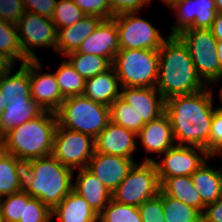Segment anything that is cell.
<instances>
[{"label":"cell","mask_w":222,"mask_h":222,"mask_svg":"<svg viewBox=\"0 0 222 222\" xmlns=\"http://www.w3.org/2000/svg\"><path fill=\"white\" fill-rule=\"evenodd\" d=\"M213 91L208 88L197 93L176 95L165 100L176 145L197 146L208 152L214 108Z\"/></svg>","instance_id":"cell-1"},{"label":"cell","mask_w":222,"mask_h":222,"mask_svg":"<svg viewBox=\"0 0 222 222\" xmlns=\"http://www.w3.org/2000/svg\"><path fill=\"white\" fill-rule=\"evenodd\" d=\"M158 52L156 88L165 100L205 89L206 84L200 78L188 48L177 35H169Z\"/></svg>","instance_id":"cell-2"},{"label":"cell","mask_w":222,"mask_h":222,"mask_svg":"<svg viewBox=\"0 0 222 222\" xmlns=\"http://www.w3.org/2000/svg\"><path fill=\"white\" fill-rule=\"evenodd\" d=\"M24 164L23 190L51 209L72 191L74 171L62 165L53 155Z\"/></svg>","instance_id":"cell-3"},{"label":"cell","mask_w":222,"mask_h":222,"mask_svg":"<svg viewBox=\"0 0 222 222\" xmlns=\"http://www.w3.org/2000/svg\"><path fill=\"white\" fill-rule=\"evenodd\" d=\"M57 125L56 112L44 110L38 117L4 134L1 137L2 150L23 163L52 155Z\"/></svg>","instance_id":"cell-4"},{"label":"cell","mask_w":222,"mask_h":222,"mask_svg":"<svg viewBox=\"0 0 222 222\" xmlns=\"http://www.w3.org/2000/svg\"><path fill=\"white\" fill-rule=\"evenodd\" d=\"M56 116L60 126L95 139L110 121V107L77 95L65 98Z\"/></svg>","instance_id":"cell-5"},{"label":"cell","mask_w":222,"mask_h":222,"mask_svg":"<svg viewBox=\"0 0 222 222\" xmlns=\"http://www.w3.org/2000/svg\"><path fill=\"white\" fill-rule=\"evenodd\" d=\"M112 66L120 87H156L159 52L150 49H120Z\"/></svg>","instance_id":"cell-6"},{"label":"cell","mask_w":222,"mask_h":222,"mask_svg":"<svg viewBox=\"0 0 222 222\" xmlns=\"http://www.w3.org/2000/svg\"><path fill=\"white\" fill-rule=\"evenodd\" d=\"M161 191V183L154 161L135 163L124 180L112 193L116 202L139 207Z\"/></svg>","instance_id":"cell-7"},{"label":"cell","mask_w":222,"mask_h":222,"mask_svg":"<svg viewBox=\"0 0 222 222\" xmlns=\"http://www.w3.org/2000/svg\"><path fill=\"white\" fill-rule=\"evenodd\" d=\"M188 48L196 70L206 85L220 79L217 39L210 29L187 28L177 35Z\"/></svg>","instance_id":"cell-8"},{"label":"cell","mask_w":222,"mask_h":222,"mask_svg":"<svg viewBox=\"0 0 222 222\" xmlns=\"http://www.w3.org/2000/svg\"><path fill=\"white\" fill-rule=\"evenodd\" d=\"M94 151L95 142L91 136L57 125L52 155L62 165L73 171L86 168Z\"/></svg>","instance_id":"cell-9"},{"label":"cell","mask_w":222,"mask_h":222,"mask_svg":"<svg viewBox=\"0 0 222 222\" xmlns=\"http://www.w3.org/2000/svg\"><path fill=\"white\" fill-rule=\"evenodd\" d=\"M139 12L115 15L120 49L159 50L164 38L149 21L142 19Z\"/></svg>","instance_id":"cell-10"},{"label":"cell","mask_w":222,"mask_h":222,"mask_svg":"<svg viewBox=\"0 0 222 222\" xmlns=\"http://www.w3.org/2000/svg\"><path fill=\"white\" fill-rule=\"evenodd\" d=\"M16 28L21 49L28 60H39L30 47H52L56 51L57 29L52 19L26 11Z\"/></svg>","instance_id":"cell-11"},{"label":"cell","mask_w":222,"mask_h":222,"mask_svg":"<svg viewBox=\"0 0 222 222\" xmlns=\"http://www.w3.org/2000/svg\"><path fill=\"white\" fill-rule=\"evenodd\" d=\"M163 154L159 162L149 156L144 159L154 161L160 183L170 177L191 176L206 161L205 158L214 157L203 148L186 145H174Z\"/></svg>","instance_id":"cell-12"},{"label":"cell","mask_w":222,"mask_h":222,"mask_svg":"<svg viewBox=\"0 0 222 222\" xmlns=\"http://www.w3.org/2000/svg\"><path fill=\"white\" fill-rule=\"evenodd\" d=\"M172 10L177 20L169 35H178L187 28L209 29L217 14L214 0H186Z\"/></svg>","instance_id":"cell-13"},{"label":"cell","mask_w":222,"mask_h":222,"mask_svg":"<svg viewBox=\"0 0 222 222\" xmlns=\"http://www.w3.org/2000/svg\"><path fill=\"white\" fill-rule=\"evenodd\" d=\"M40 60H29L31 98L43 110L56 112L64 101L53 73L42 72Z\"/></svg>","instance_id":"cell-14"},{"label":"cell","mask_w":222,"mask_h":222,"mask_svg":"<svg viewBox=\"0 0 222 222\" xmlns=\"http://www.w3.org/2000/svg\"><path fill=\"white\" fill-rule=\"evenodd\" d=\"M136 162L134 158L108 155L94 151L86 168L113 193Z\"/></svg>","instance_id":"cell-15"},{"label":"cell","mask_w":222,"mask_h":222,"mask_svg":"<svg viewBox=\"0 0 222 222\" xmlns=\"http://www.w3.org/2000/svg\"><path fill=\"white\" fill-rule=\"evenodd\" d=\"M137 134L121 125L109 121L107 126L94 139L95 152L133 158L137 150Z\"/></svg>","instance_id":"cell-16"},{"label":"cell","mask_w":222,"mask_h":222,"mask_svg":"<svg viewBox=\"0 0 222 222\" xmlns=\"http://www.w3.org/2000/svg\"><path fill=\"white\" fill-rule=\"evenodd\" d=\"M120 98L147 123L165 113V99L156 87H121Z\"/></svg>","instance_id":"cell-17"},{"label":"cell","mask_w":222,"mask_h":222,"mask_svg":"<svg viewBox=\"0 0 222 222\" xmlns=\"http://www.w3.org/2000/svg\"><path fill=\"white\" fill-rule=\"evenodd\" d=\"M119 50L118 30L114 18H110L103 19L75 52L103 56L113 63Z\"/></svg>","instance_id":"cell-18"},{"label":"cell","mask_w":222,"mask_h":222,"mask_svg":"<svg viewBox=\"0 0 222 222\" xmlns=\"http://www.w3.org/2000/svg\"><path fill=\"white\" fill-rule=\"evenodd\" d=\"M137 138L140 139L146 154L153 152L162 155L176 145L169 118L165 113L145 123L137 134Z\"/></svg>","instance_id":"cell-19"},{"label":"cell","mask_w":222,"mask_h":222,"mask_svg":"<svg viewBox=\"0 0 222 222\" xmlns=\"http://www.w3.org/2000/svg\"><path fill=\"white\" fill-rule=\"evenodd\" d=\"M78 170L72 190L84 198L99 215L112 199V193L87 168Z\"/></svg>","instance_id":"cell-20"},{"label":"cell","mask_w":222,"mask_h":222,"mask_svg":"<svg viewBox=\"0 0 222 222\" xmlns=\"http://www.w3.org/2000/svg\"><path fill=\"white\" fill-rule=\"evenodd\" d=\"M102 20L97 16L85 15L75 24L58 29L56 52L66 56L77 51L80 44L96 30Z\"/></svg>","instance_id":"cell-21"},{"label":"cell","mask_w":222,"mask_h":222,"mask_svg":"<svg viewBox=\"0 0 222 222\" xmlns=\"http://www.w3.org/2000/svg\"><path fill=\"white\" fill-rule=\"evenodd\" d=\"M119 79L113 66L85 81L83 95L94 102L110 105L120 97Z\"/></svg>","instance_id":"cell-22"},{"label":"cell","mask_w":222,"mask_h":222,"mask_svg":"<svg viewBox=\"0 0 222 222\" xmlns=\"http://www.w3.org/2000/svg\"><path fill=\"white\" fill-rule=\"evenodd\" d=\"M12 70L0 75V93L6 105L17 101H31L29 60L20 64L16 73Z\"/></svg>","instance_id":"cell-23"},{"label":"cell","mask_w":222,"mask_h":222,"mask_svg":"<svg viewBox=\"0 0 222 222\" xmlns=\"http://www.w3.org/2000/svg\"><path fill=\"white\" fill-rule=\"evenodd\" d=\"M54 216L60 222H98V214L73 190L52 209Z\"/></svg>","instance_id":"cell-24"},{"label":"cell","mask_w":222,"mask_h":222,"mask_svg":"<svg viewBox=\"0 0 222 222\" xmlns=\"http://www.w3.org/2000/svg\"><path fill=\"white\" fill-rule=\"evenodd\" d=\"M191 179L205 206L222 196L221 170L213 169L206 161L191 175Z\"/></svg>","instance_id":"cell-25"},{"label":"cell","mask_w":222,"mask_h":222,"mask_svg":"<svg viewBox=\"0 0 222 222\" xmlns=\"http://www.w3.org/2000/svg\"><path fill=\"white\" fill-rule=\"evenodd\" d=\"M25 164L2 149L0 150V195L2 197L23 190Z\"/></svg>","instance_id":"cell-26"},{"label":"cell","mask_w":222,"mask_h":222,"mask_svg":"<svg viewBox=\"0 0 222 222\" xmlns=\"http://www.w3.org/2000/svg\"><path fill=\"white\" fill-rule=\"evenodd\" d=\"M43 111L42 107L33 99L11 102L6 105L0 117V138L18 125L38 117Z\"/></svg>","instance_id":"cell-27"},{"label":"cell","mask_w":222,"mask_h":222,"mask_svg":"<svg viewBox=\"0 0 222 222\" xmlns=\"http://www.w3.org/2000/svg\"><path fill=\"white\" fill-rule=\"evenodd\" d=\"M161 190L174 199L198 209L201 213L206 207L196 191L191 176H176L166 178L161 183Z\"/></svg>","instance_id":"cell-28"},{"label":"cell","mask_w":222,"mask_h":222,"mask_svg":"<svg viewBox=\"0 0 222 222\" xmlns=\"http://www.w3.org/2000/svg\"><path fill=\"white\" fill-rule=\"evenodd\" d=\"M54 75L64 98L83 95L86 79L73 68L68 60L62 61Z\"/></svg>","instance_id":"cell-29"},{"label":"cell","mask_w":222,"mask_h":222,"mask_svg":"<svg viewBox=\"0 0 222 222\" xmlns=\"http://www.w3.org/2000/svg\"><path fill=\"white\" fill-rule=\"evenodd\" d=\"M73 68L84 78L89 79L108 70L112 63L105 57L71 52L65 56Z\"/></svg>","instance_id":"cell-30"},{"label":"cell","mask_w":222,"mask_h":222,"mask_svg":"<svg viewBox=\"0 0 222 222\" xmlns=\"http://www.w3.org/2000/svg\"><path fill=\"white\" fill-rule=\"evenodd\" d=\"M161 198L165 222H198L202 219V213L198 209L167 196L162 190Z\"/></svg>","instance_id":"cell-31"},{"label":"cell","mask_w":222,"mask_h":222,"mask_svg":"<svg viewBox=\"0 0 222 222\" xmlns=\"http://www.w3.org/2000/svg\"><path fill=\"white\" fill-rule=\"evenodd\" d=\"M110 121L138 134L145 125L138 112L120 97L110 105Z\"/></svg>","instance_id":"cell-32"},{"label":"cell","mask_w":222,"mask_h":222,"mask_svg":"<svg viewBox=\"0 0 222 222\" xmlns=\"http://www.w3.org/2000/svg\"><path fill=\"white\" fill-rule=\"evenodd\" d=\"M0 51L7 55L14 63H16V60H19L22 65L28 61L20 46L16 24L1 19Z\"/></svg>","instance_id":"cell-33"},{"label":"cell","mask_w":222,"mask_h":222,"mask_svg":"<svg viewBox=\"0 0 222 222\" xmlns=\"http://www.w3.org/2000/svg\"><path fill=\"white\" fill-rule=\"evenodd\" d=\"M98 222H142L138 207L111 199L98 215Z\"/></svg>","instance_id":"cell-34"},{"label":"cell","mask_w":222,"mask_h":222,"mask_svg":"<svg viewBox=\"0 0 222 222\" xmlns=\"http://www.w3.org/2000/svg\"><path fill=\"white\" fill-rule=\"evenodd\" d=\"M2 198L1 215L3 222H23L24 203L31 196L24 190Z\"/></svg>","instance_id":"cell-35"},{"label":"cell","mask_w":222,"mask_h":222,"mask_svg":"<svg viewBox=\"0 0 222 222\" xmlns=\"http://www.w3.org/2000/svg\"><path fill=\"white\" fill-rule=\"evenodd\" d=\"M83 17L85 14L73 0H57L52 22L58 30L75 24Z\"/></svg>","instance_id":"cell-36"},{"label":"cell","mask_w":222,"mask_h":222,"mask_svg":"<svg viewBox=\"0 0 222 222\" xmlns=\"http://www.w3.org/2000/svg\"><path fill=\"white\" fill-rule=\"evenodd\" d=\"M52 209L38 198L31 197L24 203L23 222H51Z\"/></svg>","instance_id":"cell-37"},{"label":"cell","mask_w":222,"mask_h":222,"mask_svg":"<svg viewBox=\"0 0 222 222\" xmlns=\"http://www.w3.org/2000/svg\"><path fill=\"white\" fill-rule=\"evenodd\" d=\"M142 222H165L161 191L155 197L146 200L139 207Z\"/></svg>","instance_id":"cell-38"},{"label":"cell","mask_w":222,"mask_h":222,"mask_svg":"<svg viewBox=\"0 0 222 222\" xmlns=\"http://www.w3.org/2000/svg\"><path fill=\"white\" fill-rule=\"evenodd\" d=\"M85 15H93L101 19H110L115 15L111 12L108 0H73Z\"/></svg>","instance_id":"cell-39"},{"label":"cell","mask_w":222,"mask_h":222,"mask_svg":"<svg viewBox=\"0 0 222 222\" xmlns=\"http://www.w3.org/2000/svg\"><path fill=\"white\" fill-rule=\"evenodd\" d=\"M26 12L22 0H0V19L16 24Z\"/></svg>","instance_id":"cell-40"},{"label":"cell","mask_w":222,"mask_h":222,"mask_svg":"<svg viewBox=\"0 0 222 222\" xmlns=\"http://www.w3.org/2000/svg\"><path fill=\"white\" fill-rule=\"evenodd\" d=\"M222 148V109H216L213 115L208 140V153L211 156Z\"/></svg>","instance_id":"cell-41"},{"label":"cell","mask_w":222,"mask_h":222,"mask_svg":"<svg viewBox=\"0 0 222 222\" xmlns=\"http://www.w3.org/2000/svg\"><path fill=\"white\" fill-rule=\"evenodd\" d=\"M152 0H108L111 12L119 15L129 12H140Z\"/></svg>","instance_id":"cell-42"},{"label":"cell","mask_w":222,"mask_h":222,"mask_svg":"<svg viewBox=\"0 0 222 222\" xmlns=\"http://www.w3.org/2000/svg\"><path fill=\"white\" fill-rule=\"evenodd\" d=\"M25 10L52 19L57 0H22Z\"/></svg>","instance_id":"cell-43"},{"label":"cell","mask_w":222,"mask_h":222,"mask_svg":"<svg viewBox=\"0 0 222 222\" xmlns=\"http://www.w3.org/2000/svg\"><path fill=\"white\" fill-rule=\"evenodd\" d=\"M202 219L204 222H222V196L204 208Z\"/></svg>","instance_id":"cell-44"},{"label":"cell","mask_w":222,"mask_h":222,"mask_svg":"<svg viewBox=\"0 0 222 222\" xmlns=\"http://www.w3.org/2000/svg\"><path fill=\"white\" fill-rule=\"evenodd\" d=\"M209 29L217 41H222V14H216L215 20Z\"/></svg>","instance_id":"cell-45"},{"label":"cell","mask_w":222,"mask_h":222,"mask_svg":"<svg viewBox=\"0 0 222 222\" xmlns=\"http://www.w3.org/2000/svg\"><path fill=\"white\" fill-rule=\"evenodd\" d=\"M16 65L7 55L0 51V75L13 70V66Z\"/></svg>","instance_id":"cell-46"},{"label":"cell","mask_w":222,"mask_h":222,"mask_svg":"<svg viewBox=\"0 0 222 222\" xmlns=\"http://www.w3.org/2000/svg\"><path fill=\"white\" fill-rule=\"evenodd\" d=\"M217 52H218V59L220 65V79L212 81L208 86H213L211 84L218 83L222 79V41H217Z\"/></svg>","instance_id":"cell-47"},{"label":"cell","mask_w":222,"mask_h":222,"mask_svg":"<svg viewBox=\"0 0 222 222\" xmlns=\"http://www.w3.org/2000/svg\"><path fill=\"white\" fill-rule=\"evenodd\" d=\"M163 1L165 4L168 5V7H170L171 9H173L177 4L186 1V0H161Z\"/></svg>","instance_id":"cell-48"},{"label":"cell","mask_w":222,"mask_h":222,"mask_svg":"<svg viewBox=\"0 0 222 222\" xmlns=\"http://www.w3.org/2000/svg\"><path fill=\"white\" fill-rule=\"evenodd\" d=\"M216 4L217 13L222 14V0H214Z\"/></svg>","instance_id":"cell-49"},{"label":"cell","mask_w":222,"mask_h":222,"mask_svg":"<svg viewBox=\"0 0 222 222\" xmlns=\"http://www.w3.org/2000/svg\"><path fill=\"white\" fill-rule=\"evenodd\" d=\"M5 106L6 104L4 103V99L2 98L1 93H0V117L5 109Z\"/></svg>","instance_id":"cell-50"},{"label":"cell","mask_w":222,"mask_h":222,"mask_svg":"<svg viewBox=\"0 0 222 222\" xmlns=\"http://www.w3.org/2000/svg\"><path fill=\"white\" fill-rule=\"evenodd\" d=\"M219 95H220V98H219V99H221V105H222V86H221V88H220V90H219ZM216 109H222V106L217 107Z\"/></svg>","instance_id":"cell-51"},{"label":"cell","mask_w":222,"mask_h":222,"mask_svg":"<svg viewBox=\"0 0 222 222\" xmlns=\"http://www.w3.org/2000/svg\"><path fill=\"white\" fill-rule=\"evenodd\" d=\"M217 155L221 157V161H222V148L214 154V157Z\"/></svg>","instance_id":"cell-52"},{"label":"cell","mask_w":222,"mask_h":222,"mask_svg":"<svg viewBox=\"0 0 222 222\" xmlns=\"http://www.w3.org/2000/svg\"><path fill=\"white\" fill-rule=\"evenodd\" d=\"M2 196L0 195V209H1V204H2Z\"/></svg>","instance_id":"cell-53"},{"label":"cell","mask_w":222,"mask_h":222,"mask_svg":"<svg viewBox=\"0 0 222 222\" xmlns=\"http://www.w3.org/2000/svg\"><path fill=\"white\" fill-rule=\"evenodd\" d=\"M0 222H3L2 221V215H1V209H0Z\"/></svg>","instance_id":"cell-54"}]
</instances>
